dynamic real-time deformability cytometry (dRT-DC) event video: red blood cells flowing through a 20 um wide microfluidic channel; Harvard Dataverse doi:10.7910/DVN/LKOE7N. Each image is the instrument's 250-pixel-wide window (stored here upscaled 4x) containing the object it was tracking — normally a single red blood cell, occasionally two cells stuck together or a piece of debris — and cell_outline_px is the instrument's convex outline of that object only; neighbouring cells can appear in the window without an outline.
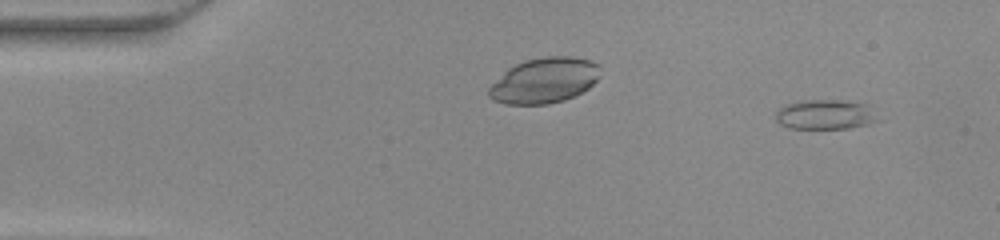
{"species": "common noctule bat (a hibernating species)", "species_latin": "Nyctalus noctula", "temperature_condition": "warm", "stored_images_in_passage": 48, "camera_frame_rate_fps": 3000, "um_per_image_px": 0.085, "animal": {"sex": "female", "body_mass_g": 22.0, "forearm_length_mm": 56.7}, "frame": {"image": 1, "passage_image": 4, "time_ms": 1.0, "image_size_px": [1000, 240], "cell_outline_px": [[884, 120], [868, 124], [848, 128], [788, 128], [780, 124], [776, 120], [776, 112], [784, 104], [804, 100], [848, 100], [868, 104]], "centroid_in_image_um": [70.23, 9.72], "position_along_channel_um": 14.8, "area_um2": 18.15}}
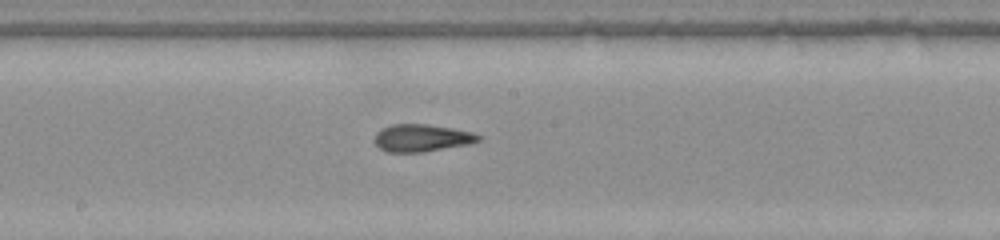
{"frame": {"image": 2, "passage_image": 26, "time_ms": 8.333, "image_size_px": [1000, 240], "cell_outline_px": [[480, 140], [472, 144], [424, 152], [388, 152], [380, 148], [376, 144], [376, 132], [392, 124], [428, 124], [452, 128], [472, 132], [480, 136]], "centroid_in_image_um": [35.89, 11.73], "position_along_channel_um": 212.3, "area_um2": 16.53}}
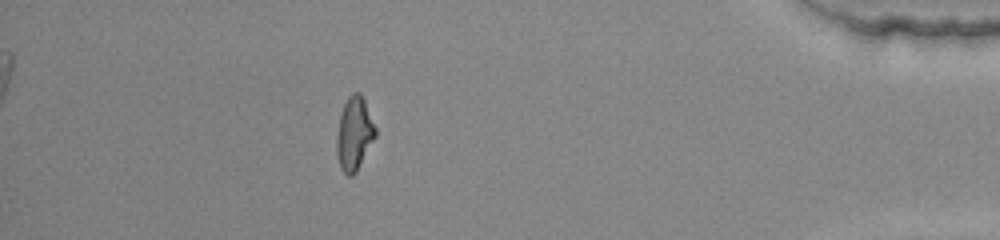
{"frame": {"image": 3, "passage_image": 43, "time_ms": 14.0, "image_size_px": [1000, 240], "cell_outline_px": [[376, 136], [356, 172], [352, 176], [348, 176], [340, 168], [336, 152], [336, 136], [340, 116], [344, 104], [348, 96], [352, 92], [360, 92], [364, 100], [376, 128]], "centroid_in_image_um": [30.1, 11.37], "position_along_channel_um": 405.1, "area_um2": 16.53}}